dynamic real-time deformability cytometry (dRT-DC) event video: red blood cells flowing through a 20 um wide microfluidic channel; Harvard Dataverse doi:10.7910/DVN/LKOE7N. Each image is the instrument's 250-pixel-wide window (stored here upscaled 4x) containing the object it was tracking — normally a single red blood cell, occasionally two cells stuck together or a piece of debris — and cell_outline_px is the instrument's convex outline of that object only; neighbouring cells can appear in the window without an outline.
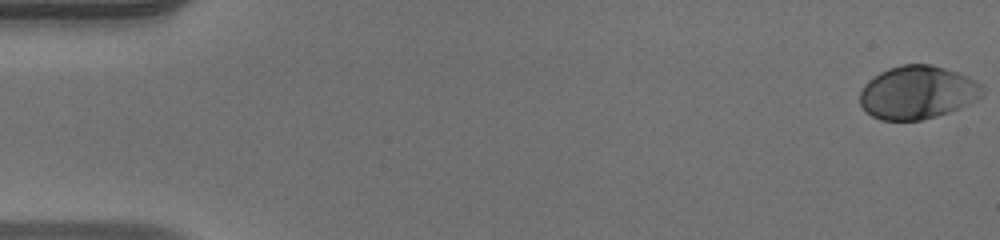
{"species": "human", "species_latin": "Homo sapiens", "temperature_condition": "warm", "stored_images_in_passage": 50, "camera_frame_rate_fps": 3000, "um_per_image_px": 0.085, "donor": {"sex": "male"}, "frame": {"image": 1, "passage_image": 1, "time_ms": 0.0, "image_size_px": [1000, 240], "cell_outline_px": [[984, 96], [960, 108], [936, 116], [920, 120], [880, 120], [872, 116], [860, 104], [860, 92], [864, 84], [868, 80], [880, 72], [888, 68], [904, 64], [928, 64], [944, 68], [968, 76], [980, 84], [984, 88]], "centroid_in_image_um": [77.99, 7.86], "position_along_channel_um": 7.0, "area_um2": 37.97}}
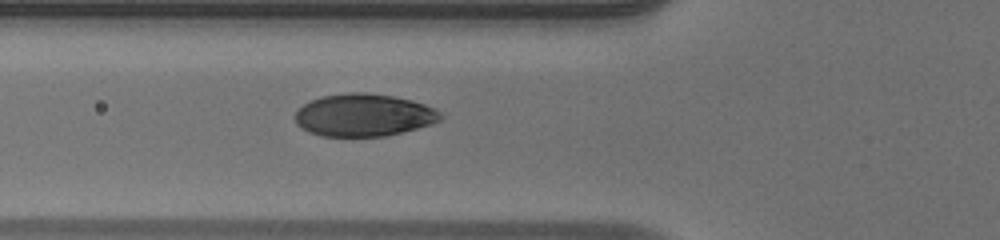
{"frame": {"image": 2, "passage_image": 19, "time_ms": 6.0, "image_size_px": [1000, 240], "cell_outline_px": [[444, 116], [440, 120], [432, 124], [384, 136], [320, 136], [308, 132], [300, 128], [296, 124], [296, 108], [320, 96], [348, 92], [364, 92], [392, 96], [412, 100], [436, 108]], "centroid_in_image_um": [30.9, 9.78], "position_along_channel_um": 94.9, "area_um2": 36.18}}
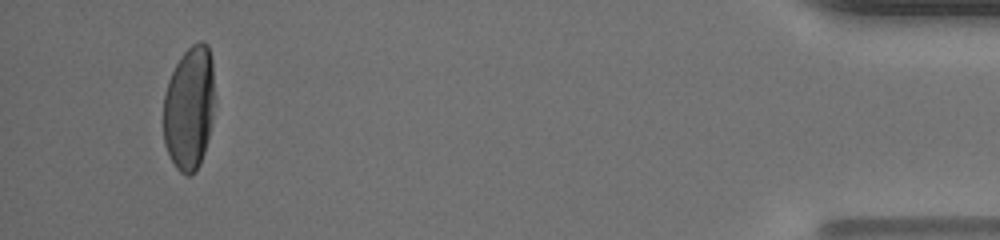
{"frame": {"image": 3, "passage_image": 48, "time_ms": 15.667, "image_size_px": [1000, 240], "cell_outline_px": [[216, 100], [208, 140], [200, 164], [196, 172], [188, 176], [180, 172], [176, 168], [164, 144], [164, 96], [168, 80], [180, 56], [192, 44], [200, 40], [208, 44], [212, 60], [216, 96]], "centroid_in_image_um": [16.12, 9.16], "position_along_channel_um": 419.1, "area_um2": 37.74}, "authors_computed_cell_mechanics": {"area_um2": 37.3099, "velocity_mm_per_s": 4.1182, "shape_relaxation_time_tau1_ms": 2.5817, "shape_relaxation_time_tau2_ms": null, "deformation_change_tau1": 0.181, "deformation_change_tau2": null}}